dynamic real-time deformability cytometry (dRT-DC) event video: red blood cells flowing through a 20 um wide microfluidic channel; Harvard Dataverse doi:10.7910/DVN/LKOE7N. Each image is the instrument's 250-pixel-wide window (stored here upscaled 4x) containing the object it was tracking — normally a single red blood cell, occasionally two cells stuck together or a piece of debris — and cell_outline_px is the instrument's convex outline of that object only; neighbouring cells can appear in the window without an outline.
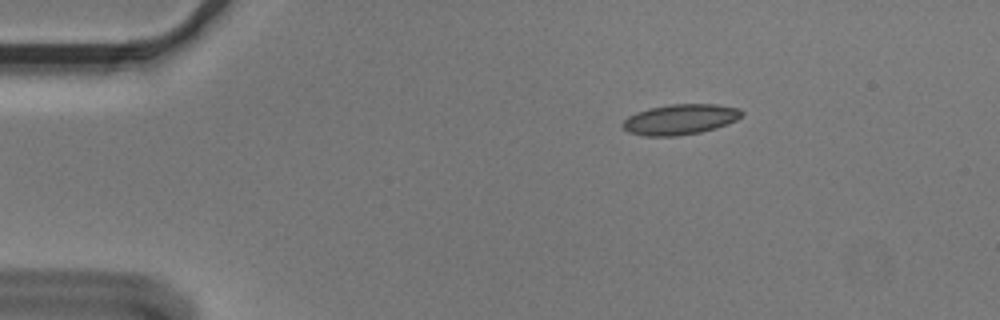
{"species": "Egyptian fruit bat (a non-hibernating species)", "species_latin": "Rousettus aegyptiacus", "temperature_condition": "cold", "stored_images_in_passage": 5, "camera_frame_rate_fps": 3000, "um_per_image_px": 0.085, "animal": {"sex": "male"}, "frame": {"image": 1, "passage_image": 2, "time_ms": 0.333, "image_size_px": [1000, 320], "cell_outline_px": [[744, 112], [736, 120], [728, 124], [716, 128], [700, 132], [676, 136], [644, 136], [628, 132], [620, 124], [628, 116], [636, 112], [648, 108], [668, 104], [716, 104], [740, 108]], "centroid_in_image_um": [57.8, 10.14], "position_along_channel_um": 27.2, "area_um2": 21.27}}
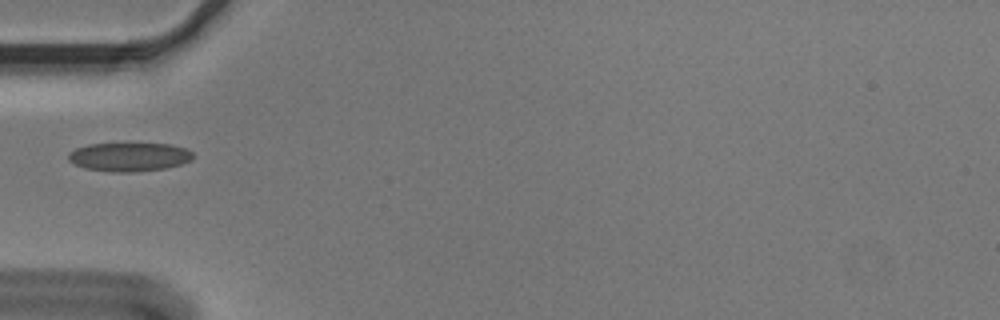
{"frame": {"image": 2, "passage_image": 4, "time_ms": 1.0, "image_size_px": [1000, 320], "cell_outline_px": [[196, 156], [192, 160], [180, 164], [164, 168], [136, 172], [112, 172], [84, 168], [68, 160], [68, 152], [76, 148], [88, 144], [172, 144], [184, 148], [192, 152]], "centroid_in_image_um": [10.99, 13.34], "position_along_channel_um": 74.0, "area_um2": 20.87}}
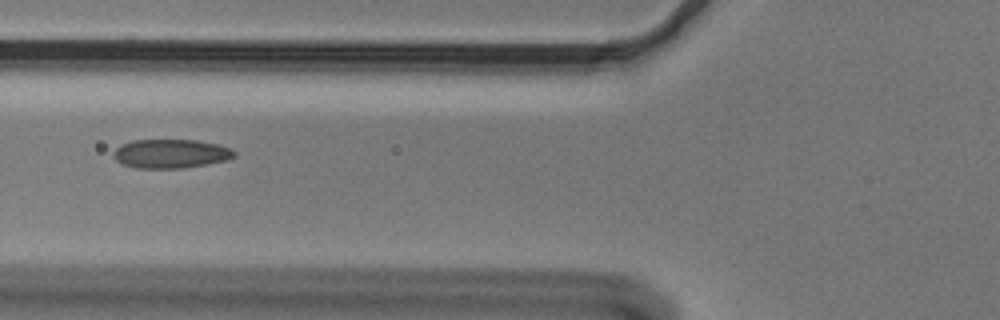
{"frame": {"image": 3, "passage_image": 5, "time_ms": 1.333, "image_size_px": [1000, 320], "cell_outline_px": [[236, 156], [228, 160], [208, 164], [184, 168], [136, 168], [124, 164], [116, 160], [112, 156], [112, 152], [120, 144], [132, 140], [196, 140], [220, 144], [232, 148], [236, 152]], "centroid_in_image_um": [14.54, 13.06], "position_along_channel_um": 111.3, "area_um2": 20.69}}